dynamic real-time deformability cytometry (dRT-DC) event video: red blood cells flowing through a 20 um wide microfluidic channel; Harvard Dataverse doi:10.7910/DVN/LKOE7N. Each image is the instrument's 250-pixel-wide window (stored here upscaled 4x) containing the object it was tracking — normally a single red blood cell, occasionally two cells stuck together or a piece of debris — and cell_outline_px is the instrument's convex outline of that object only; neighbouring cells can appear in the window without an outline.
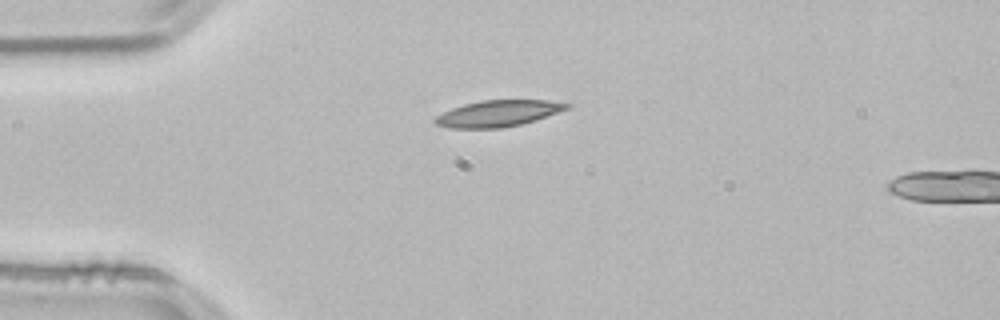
{"species": "common noctule bat (a hibernating species)", "species_latin": "Nyctalus noctula", "temperature_condition": "room temperature", "stored_images_in_passage": 41, "camera_frame_rate_fps": 3000, "um_per_image_px": 0.085, "animal": {"sex": "male", "body_mass_g": 21.5, "forearm_length_mm": 52.0}, "frame": {"image": 1, "passage_image": 1, "time_ms": 0.0, "image_size_px": [1000, 320], "cell_outline_px": [[572, 104], [568, 108], [536, 120], [520, 124], [500, 128], [448, 128], [436, 124], [432, 120], [436, 116], [452, 108], [464, 104], [480, 100], [548, 100]], "centroid_in_image_um": [42.31, 9.64], "position_along_channel_um": 42.7, "area_um2": 20.11}}
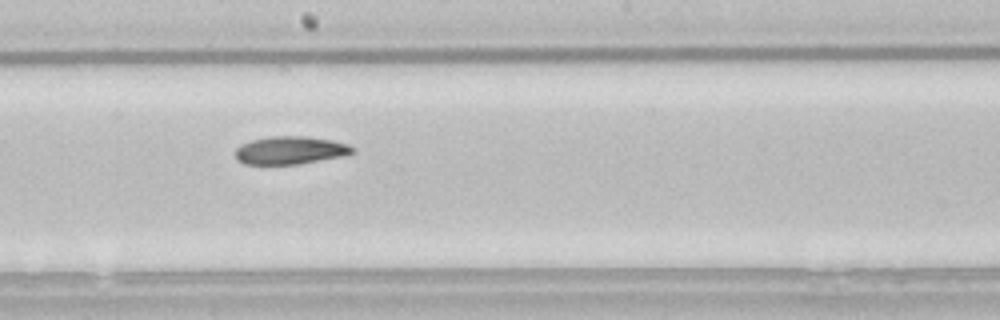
{"frame": {"image": 2, "passage_image": 17, "time_ms": 5.333, "image_size_px": [1000, 320], "cell_outline_px": [[356, 152], [344, 156], [300, 164], [244, 164], [236, 160], [236, 148], [240, 144], [252, 140], [272, 136], [308, 136], [332, 140], [348, 144]], "centroid_in_image_um": [24.68, 12.77], "position_along_channel_um": 223.5, "area_um2": 19.19}}
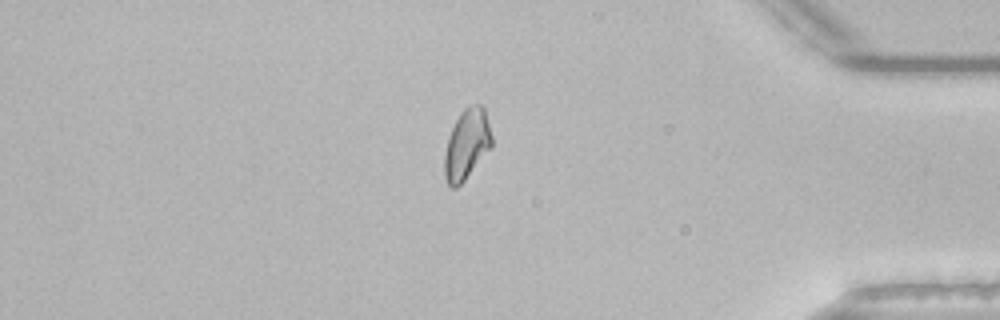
{"frame": {"image": 3, "passage_image": 33, "time_ms": 10.667, "image_size_px": [1000, 320], "cell_outline_px": [[492, 148], [464, 180], [456, 188], [452, 188], [448, 184], [444, 176], [444, 156], [448, 136], [460, 112], [468, 104], [480, 104], [484, 108], [492, 136]], "centroid_in_image_um": [39.67, 12.26], "position_along_channel_um": 395.5, "area_um2": 19.48}}